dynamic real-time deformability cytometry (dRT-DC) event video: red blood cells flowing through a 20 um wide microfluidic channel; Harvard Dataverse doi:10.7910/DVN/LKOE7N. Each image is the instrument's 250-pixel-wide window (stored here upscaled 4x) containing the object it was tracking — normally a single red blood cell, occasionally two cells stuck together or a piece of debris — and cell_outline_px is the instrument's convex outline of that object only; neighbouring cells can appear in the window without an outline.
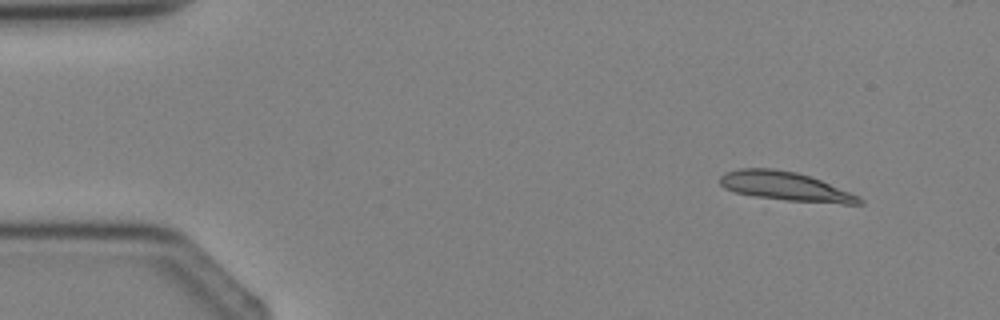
{"species": "Egyptian fruit bat (a non-hibernating species)", "species_latin": "Rousettus aegyptiacus", "temperature_condition": "cold", "stored_images_in_passage": 3, "camera_frame_rate_fps": 3000, "um_per_image_px": 0.085, "animal": {"sex": "female"}, "frame": {"image": 1, "passage_image": 1, "time_ms": 0.0, "image_size_px": [1000, 320], "cell_outline_px": [[864, 204], [844, 204], [784, 200], [756, 196], [736, 192], [724, 188], [720, 184], [720, 176], [724, 172], [740, 168], [772, 168], [796, 172], [820, 180], [860, 196], [864, 200]], "centroid_in_image_um": [66.77, 15.84], "position_along_channel_um": 18.2, "area_um2": 23.41}}